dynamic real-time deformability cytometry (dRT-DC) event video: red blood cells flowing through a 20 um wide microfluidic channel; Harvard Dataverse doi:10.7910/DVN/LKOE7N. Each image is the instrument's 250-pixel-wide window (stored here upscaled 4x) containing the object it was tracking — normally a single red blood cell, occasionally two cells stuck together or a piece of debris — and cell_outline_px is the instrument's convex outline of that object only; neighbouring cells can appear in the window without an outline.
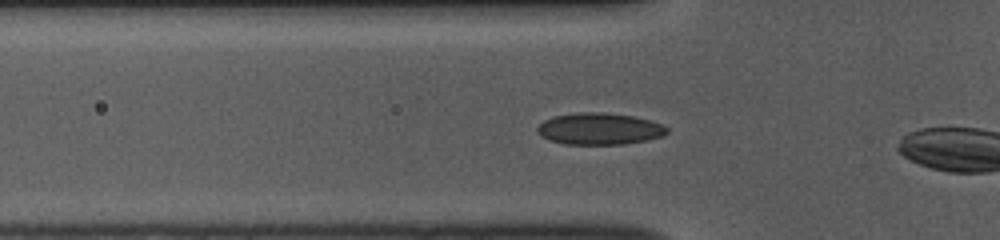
{"species": "common noctule bat (a hibernating species)", "species_latin": "Nyctalus noctula", "temperature_condition": "room temperature", "stored_images_in_passage": 7, "camera_frame_rate_fps": 3000, "um_per_image_px": 0.085, "animal": {"sex": "female", "body_mass_g": 10.0, "forearm_length_mm": 53.1}, "frame": {"image": 1, "passage_image": 6, "time_ms": 1.667, "image_size_px": [1000, 240], "cell_outline_px": [[668, 132], [664, 136], [648, 140], [624, 144], [564, 144], [540, 136], [536, 132], [536, 128], [544, 120], [552, 116], [580, 112], [600, 112], [632, 116], [652, 120], [664, 124], [668, 128]], "centroid_in_image_um": [50.98, 10.95], "position_along_channel_um": 74.8, "area_um2": 24.16}}